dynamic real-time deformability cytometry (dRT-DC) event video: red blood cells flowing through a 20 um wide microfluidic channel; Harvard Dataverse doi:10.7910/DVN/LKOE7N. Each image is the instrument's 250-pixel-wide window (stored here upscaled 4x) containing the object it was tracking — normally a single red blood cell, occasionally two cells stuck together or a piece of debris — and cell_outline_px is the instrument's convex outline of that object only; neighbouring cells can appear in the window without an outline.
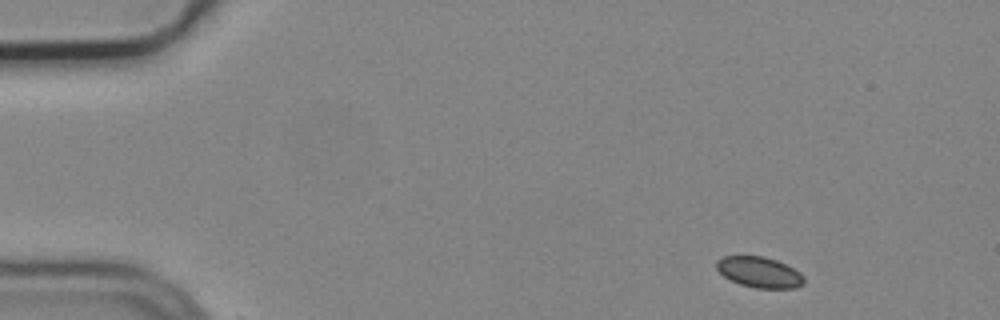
{"species": "common noctule bat (a hibernating species)", "species_latin": "Nyctalus noctula", "temperature_condition": "cold", "stored_images_in_passage": 5, "camera_frame_rate_fps": 3000, "um_per_image_px": 0.085, "animal": {"sex": "male", "body_mass_g": 19.2, "forearm_length_mm": 51.8}, "frame": {"image": 1, "passage_image": 1, "time_ms": 0.0, "image_size_px": [1000, 320], "cell_outline_px": [[804, 284], [796, 288], [756, 288], [740, 284], [724, 276], [716, 268], [716, 260], [724, 256], [764, 256], [776, 260], [800, 272], [804, 276]], "centroid_in_image_um": [64.55, 23.14], "position_along_channel_um": 20.4, "area_um2": 15.61}}
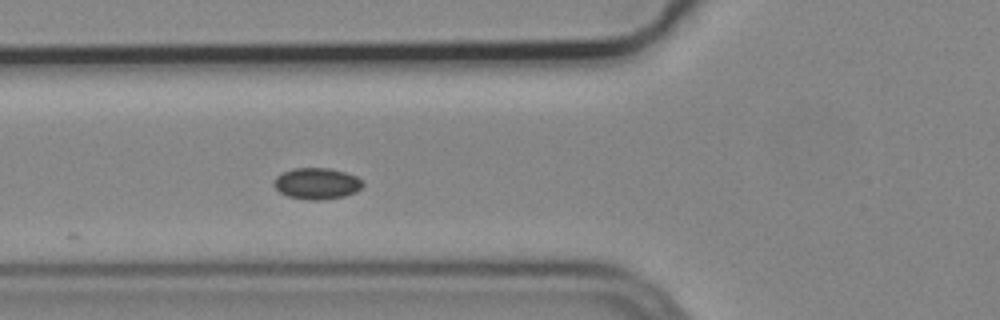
{"frame": {"image": 2, "passage_image": 5, "time_ms": 1.333, "image_size_px": [1000, 320], "cell_outline_px": [[364, 184], [356, 192], [344, 196], [320, 200], [308, 200], [288, 196], [280, 192], [272, 184], [276, 176], [292, 168], [328, 168], [344, 172], [356, 176]], "centroid_in_image_um": [26.91, 15.6], "position_along_channel_um": 98.9, "area_um2": 16.13}}